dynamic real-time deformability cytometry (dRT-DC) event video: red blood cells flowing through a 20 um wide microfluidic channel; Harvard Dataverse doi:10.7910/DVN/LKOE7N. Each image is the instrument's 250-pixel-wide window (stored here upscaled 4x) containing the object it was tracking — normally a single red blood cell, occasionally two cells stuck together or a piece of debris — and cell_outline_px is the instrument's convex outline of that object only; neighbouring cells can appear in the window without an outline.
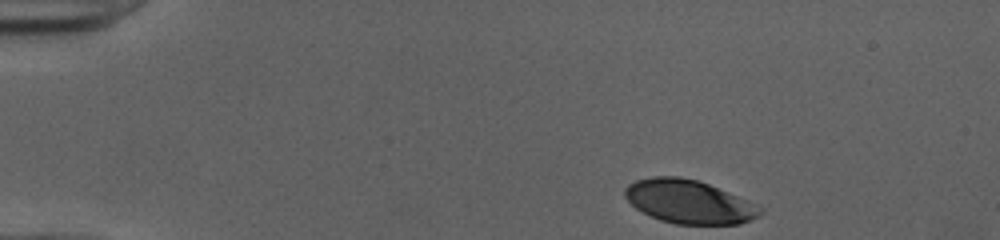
{"species": "human", "species_latin": "Homo sapiens", "temperature_condition": "cold", "stored_images_in_passage": 37, "camera_frame_rate_fps": 3000, "um_per_image_px": 0.085, "donor": {"sex": "female"}, "frame": {"image": 1, "passage_image": 1, "time_ms": 0.0, "image_size_px": [1000, 240], "cell_outline_px": [[764, 212], [760, 216], [752, 220], [740, 224], [676, 224], [660, 220], [636, 208], [624, 196], [624, 188], [628, 184], [636, 180], [652, 176], [680, 176], [696, 180], [708, 184], [748, 200], [764, 208]], "centroid_in_image_um": [58.59, 17.15], "position_along_channel_um": 26.4, "area_um2": 34.39}}
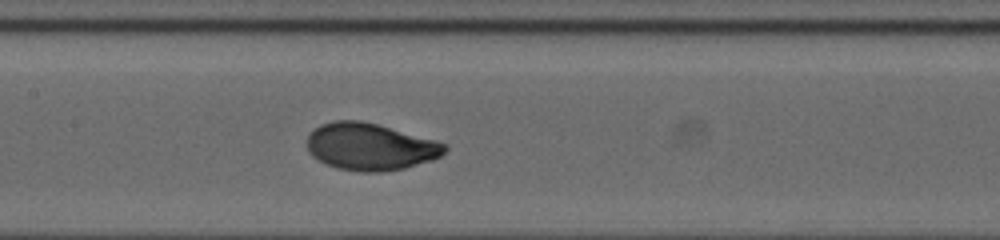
{"frame": {"image": 2, "passage_image": 19, "time_ms": 6.0, "image_size_px": [1000, 240], "cell_outline_px": [[448, 148], [440, 156], [432, 160], [404, 168], [384, 172], [364, 172], [336, 168], [312, 156], [308, 152], [308, 136], [320, 124], [332, 120], [360, 120], [376, 124], [436, 140], [448, 144]], "centroid_in_image_um": [31.48, 12.47], "position_along_channel_um": 175.9, "area_um2": 37.69}}
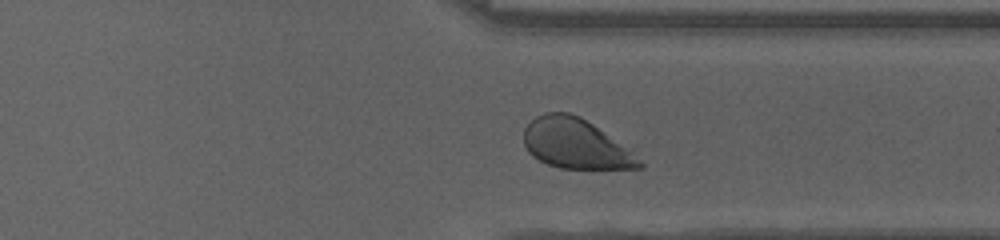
{"frame": {"image": 3, "passage_image": 33, "time_ms": 10.667, "image_size_px": [1000, 240], "cell_outline_px": [[644, 168], [560, 168], [548, 164], [532, 156], [528, 152], [524, 144], [524, 128], [536, 116], [544, 112], [568, 112], [580, 116], [632, 148], [644, 164]], "centroid_in_image_um": [48.97, 12.21], "position_along_channel_um": 362.4, "area_um2": 33.99}, "authors_computed_cell_mechanics": {"area_um2": 36.4718, "velocity_mm_per_s": 3.9951, "shape_relaxation_time_tau1_ms": 2.4441, "shape_relaxation_time_tau2_ms": null, "deformation_change_tau1": 0.1533, "deformation_change_tau2": null}}